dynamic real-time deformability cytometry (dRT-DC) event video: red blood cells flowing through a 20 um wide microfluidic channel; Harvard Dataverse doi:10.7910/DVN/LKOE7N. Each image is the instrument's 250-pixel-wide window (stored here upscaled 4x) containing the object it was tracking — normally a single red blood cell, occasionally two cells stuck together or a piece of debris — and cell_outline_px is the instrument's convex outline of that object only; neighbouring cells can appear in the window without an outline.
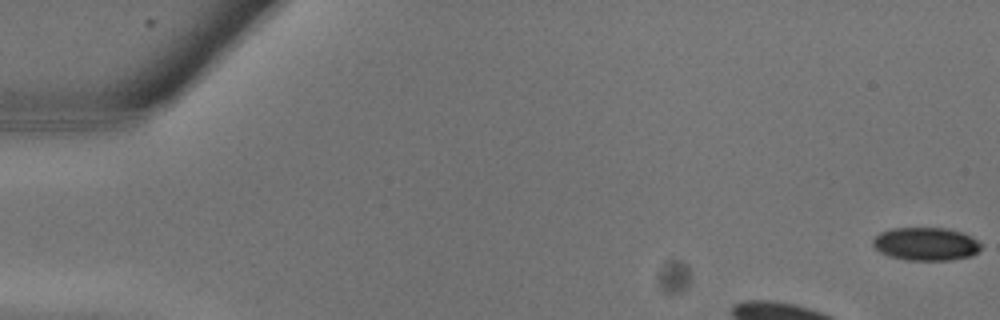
{"species": "common noctule bat (a hibernating species)", "species_latin": "Nyctalus noctula", "temperature_condition": "warm", "stored_images_in_passage": 9, "camera_frame_rate_fps": 3000, "um_per_image_px": 0.085, "animal": {"sex": "male", "body_mass_g": 13.3}, "frame": {"image": 1, "passage_image": 1, "time_ms": 0.0, "image_size_px": [1000, 320], "cell_outline_px": [[980, 248], [972, 256], [952, 260], [904, 260], [888, 256], [880, 252], [872, 244], [872, 240], [880, 232], [892, 228], [948, 228], [964, 232], [972, 236], [980, 244]], "centroid_in_image_um": [78.69, 20.73], "position_along_channel_um": 6.3, "area_um2": 21.04}}